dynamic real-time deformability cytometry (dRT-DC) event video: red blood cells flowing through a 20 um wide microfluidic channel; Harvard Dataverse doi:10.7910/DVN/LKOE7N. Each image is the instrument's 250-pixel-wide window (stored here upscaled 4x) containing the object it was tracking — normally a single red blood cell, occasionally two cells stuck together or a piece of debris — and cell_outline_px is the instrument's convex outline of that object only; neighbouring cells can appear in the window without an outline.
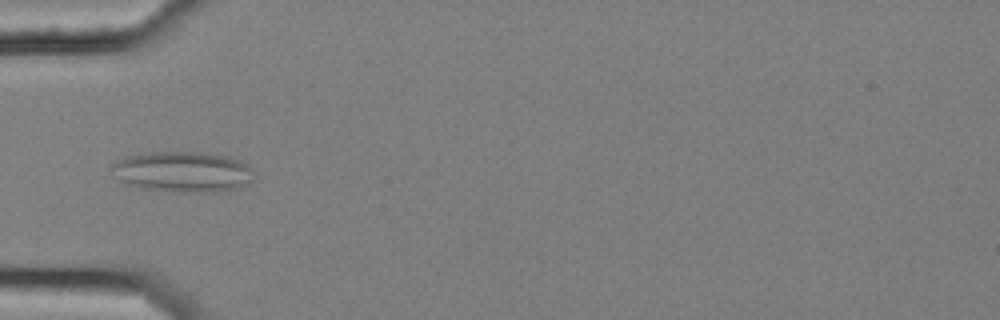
{"species": "common noctule bat (a hibernating species)", "species_latin": "Nyctalus noctula", "temperature_condition": "cold", "stored_images_in_passage": 7, "camera_frame_rate_fps": 3000, "um_per_image_px": 0.085, "animal": {"sex": "female", "body_mass_g": 25.1}, "frame": {"image": 1, "passage_image": 5, "time_ms": 1.333, "image_size_px": [1000, 320], "cell_outline_px": [[252, 180], [236, 188], [212, 192], [172, 192], [144, 188], [120, 180], [112, 168], [112, 164], [116, 160], [128, 156], [152, 152], [188, 152], [228, 156], [248, 164], [252, 168]], "centroid_in_image_um": [15.55, 14.6], "position_along_channel_um": 69.4, "area_um2": 33.06}}